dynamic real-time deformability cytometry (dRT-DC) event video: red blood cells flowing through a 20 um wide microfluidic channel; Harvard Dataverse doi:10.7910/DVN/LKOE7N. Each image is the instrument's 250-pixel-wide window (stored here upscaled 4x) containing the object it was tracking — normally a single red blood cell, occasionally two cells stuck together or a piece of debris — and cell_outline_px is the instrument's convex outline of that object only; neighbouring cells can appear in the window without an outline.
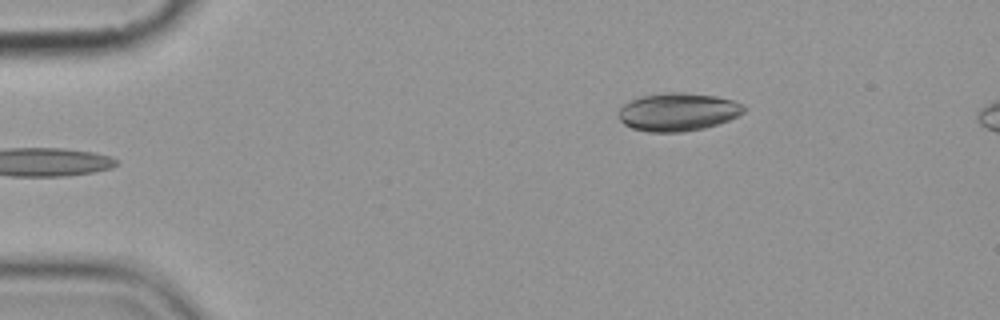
{"species": "common noctule bat (a hibernating species)", "species_latin": "Nyctalus noctula", "temperature_condition": "cold", "stored_images_in_passage": 5, "camera_frame_rate_fps": 3000, "um_per_image_px": 0.085, "animal": {"sex": "female", "body_mass_g": 19.9}, "frame": {"image": 1, "passage_image": 5, "time_ms": 4.667, "image_size_px": [1000, 320], "cell_outline_px": [[748, 108], [744, 112], [728, 120], [704, 128], [684, 132], [648, 132], [632, 128], [624, 124], [616, 116], [620, 108], [624, 104], [640, 96], [664, 92], [684, 92], [716, 96], [732, 100], [744, 104]], "centroid_in_image_um": [57.61, 9.51], "position_along_channel_um": 27.4, "area_um2": 28.03}}